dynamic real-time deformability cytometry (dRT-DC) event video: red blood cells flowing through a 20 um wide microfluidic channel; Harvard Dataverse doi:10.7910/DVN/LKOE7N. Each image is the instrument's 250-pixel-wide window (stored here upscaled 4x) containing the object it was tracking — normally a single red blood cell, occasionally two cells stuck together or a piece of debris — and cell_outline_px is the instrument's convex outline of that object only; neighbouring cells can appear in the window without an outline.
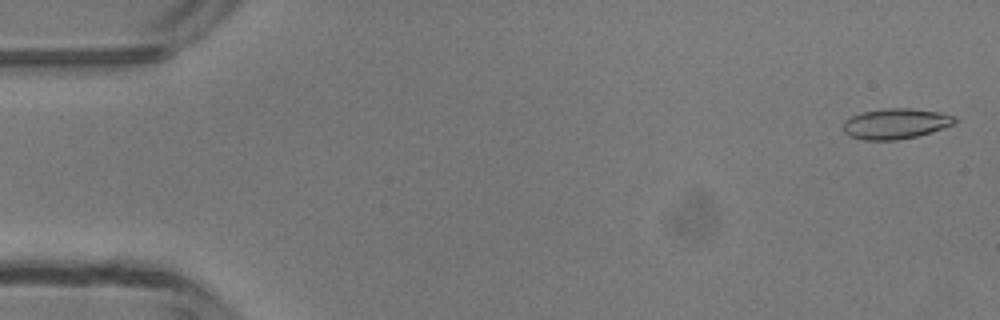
{"species": "common noctule bat (a hibernating species)", "species_latin": "Nyctalus noctula", "temperature_condition": "room temperature", "stored_images_in_passage": 49, "camera_frame_rate_fps": 3000, "um_per_image_px": 0.085, "animal": {"sex": "male", "body_mass_g": 13.3}, "frame": {"image": 1, "passage_image": 2, "time_ms": 0.333, "image_size_px": [1000, 320], "cell_outline_px": [[956, 124], [916, 136], [896, 140], [864, 140], [852, 136], [844, 132], [844, 120], [852, 116], [864, 112], [884, 108], [912, 108], [940, 112], [956, 116]], "centroid_in_image_um": [76.16, 10.5], "position_along_channel_um": 8.8, "area_um2": 19.71}}
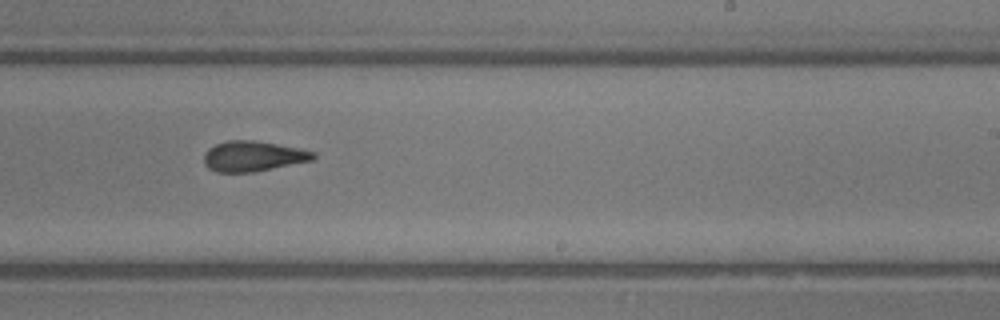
{"frame": {"image": 2, "passage_image": 30, "time_ms": 9.667, "image_size_px": [1000, 320], "cell_outline_px": [[316, 156], [312, 160], [252, 172], [216, 172], [208, 168], [204, 164], [204, 156], [208, 148], [216, 144], [228, 140], [252, 140], [300, 148], [316, 152]], "centroid_in_image_um": [21.49, 13.27], "position_along_channel_um": 267.5, "area_um2": 19.19}}
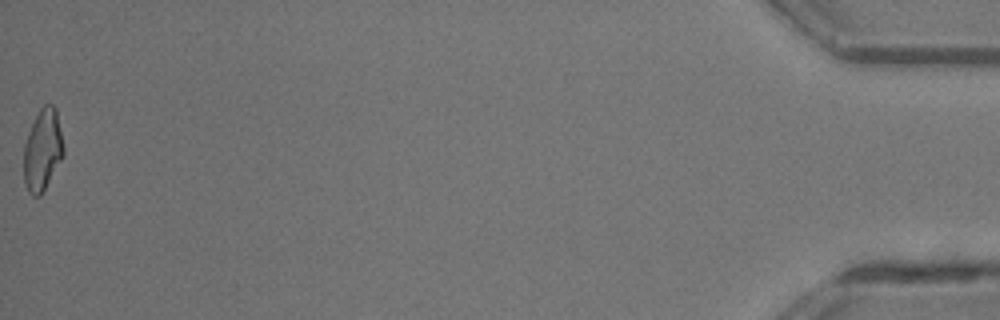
{"frame": {"image": 3, "passage_image": 49, "time_ms": 16.0, "image_size_px": [1000, 320], "cell_outline_px": [[64, 156], [40, 196], [32, 196], [28, 192], [24, 184], [24, 144], [28, 132], [40, 108], [44, 104], [52, 104], [56, 108], [64, 148]], "centroid_in_image_um": [3.62, 12.76], "position_along_channel_um": 431.6, "area_um2": 18.96}, "authors_computed_cell_mechanics": {"area_um2": 19.4786, "velocity_mm_per_s": 4.2519, "shape_relaxation_time_tau1_ms": 5.3246, "shape_relaxation_time_tau2_ms": 3.3488, "deformation_change_tau1": 0.1716, "deformation_change_tau2": 0.1123}}